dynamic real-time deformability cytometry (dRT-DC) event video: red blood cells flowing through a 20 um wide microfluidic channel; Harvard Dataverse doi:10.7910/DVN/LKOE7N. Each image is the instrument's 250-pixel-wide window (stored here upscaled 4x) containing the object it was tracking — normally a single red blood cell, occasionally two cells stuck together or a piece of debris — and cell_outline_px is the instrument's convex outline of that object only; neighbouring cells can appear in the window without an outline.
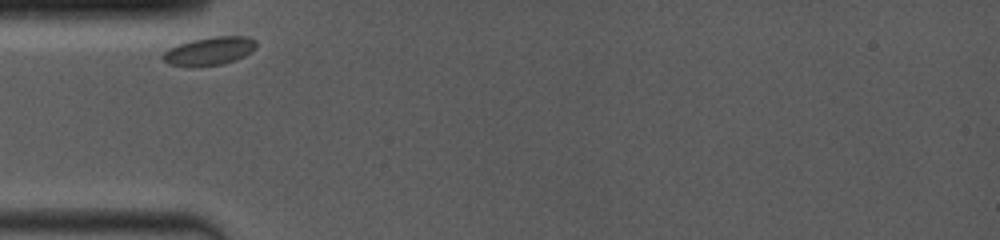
{"species": "common noctule bat (a hibernating species)", "species_latin": "Nyctalus noctula", "temperature_condition": "room temperature", "stored_images_in_passage": 46, "camera_frame_rate_fps": 4000, "um_per_image_px": 0.085, "animal": {"sex": "female", "body_mass_g": 19.0, "forearm_length_mm": 53.3}, "frame": {"image": 1, "passage_image": 1, "time_ms": 0.0, "image_size_px": [1000, 240], "cell_outline_px": [[256, 48], [252, 52], [236, 60], [220, 64], [168, 64], [160, 56], [168, 48], [192, 40], [216, 36], [248, 36], [256, 40]], "centroid_in_image_um": [17.86, 4.29], "position_along_channel_um": 67.1, "area_um2": 14.85}}
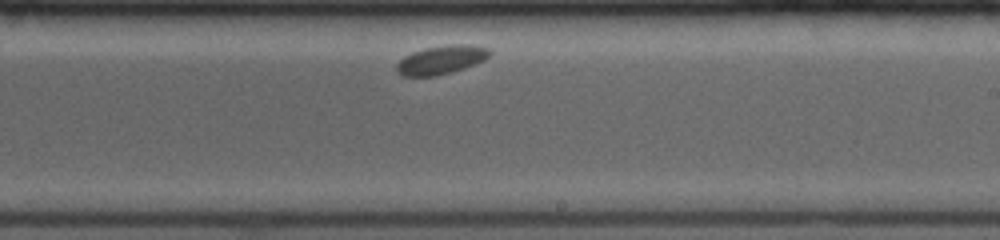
{"frame": {"image": 2, "passage_image": 28, "time_ms": 5.25, "image_size_px": [1000, 240], "cell_outline_px": [[492, 52], [484, 60], [464, 68], [452, 72], [436, 76], [404, 76], [396, 72], [396, 64], [404, 56], [412, 52], [424, 48], [448, 44], [468, 44], [488, 48]], "centroid_in_image_um": [37.48, 5.08], "position_along_channel_um": 251.5, "area_um2": 15.61}}
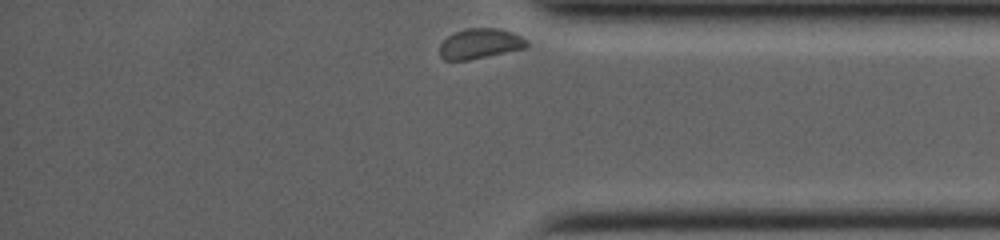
{"frame": {"image": 3, "passage_image": 46, "time_ms": 9.25, "image_size_px": [1000, 240], "cell_outline_px": [[528, 44], [524, 48], [468, 60], [444, 60], [440, 56], [440, 44], [448, 36], [464, 28], [496, 28], [512, 32], [520, 36]], "centroid_in_image_um": [40.75, 3.71], "position_along_channel_um": 394.4, "area_um2": 15.03}}